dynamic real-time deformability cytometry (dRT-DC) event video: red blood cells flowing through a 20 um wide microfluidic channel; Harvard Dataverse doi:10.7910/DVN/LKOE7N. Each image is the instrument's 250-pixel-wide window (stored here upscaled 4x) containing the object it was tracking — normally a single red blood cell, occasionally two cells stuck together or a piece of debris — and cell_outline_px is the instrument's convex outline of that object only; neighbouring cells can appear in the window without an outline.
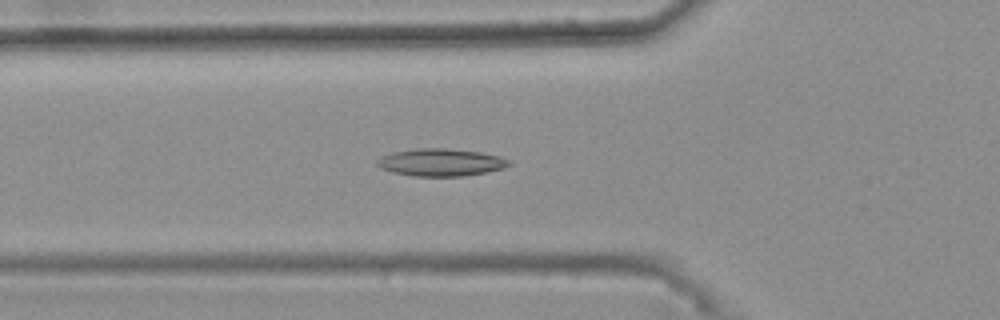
{"species": "common noctule bat (a hibernating species)", "species_latin": "Nyctalus noctula", "temperature_condition": "warm", "stored_images_in_passage": 37, "camera_frame_rate_fps": 3000, "um_per_image_px": 0.085, "animal": {"sex": "female", "body_mass_g": 25.1}, "frame": {"image": 1, "passage_image": 11, "time_ms": 3.333, "image_size_px": [1000, 320], "cell_outline_px": [[512, 164], [504, 168], [484, 172], [460, 176], [412, 176], [392, 172], [380, 168], [376, 164], [376, 160], [380, 156], [392, 152], [420, 148], [444, 148], [480, 152], [500, 156], [508, 160]], "centroid_in_image_um": [37.43, 13.8], "position_along_channel_um": 88.4, "area_um2": 21.04}}
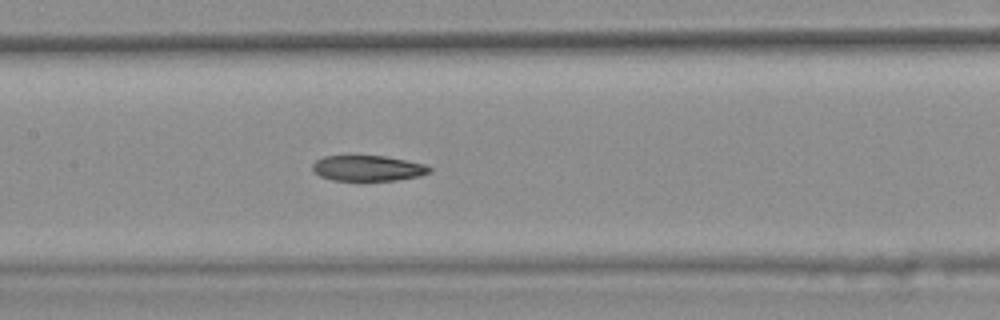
{"frame": {"image": 2, "passage_image": 18, "time_ms": 5.667, "image_size_px": [1000, 320], "cell_outline_px": [[432, 168], [428, 172], [420, 176], [396, 180], [332, 180], [320, 176], [312, 168], [312, 164], [316, 160], [324, 156], [384, 156], [424, 164]], "centroid_in_image_um": [31.25, 14.3], "position_along_channel_um": 176.2, "area_um2": 17.17}}
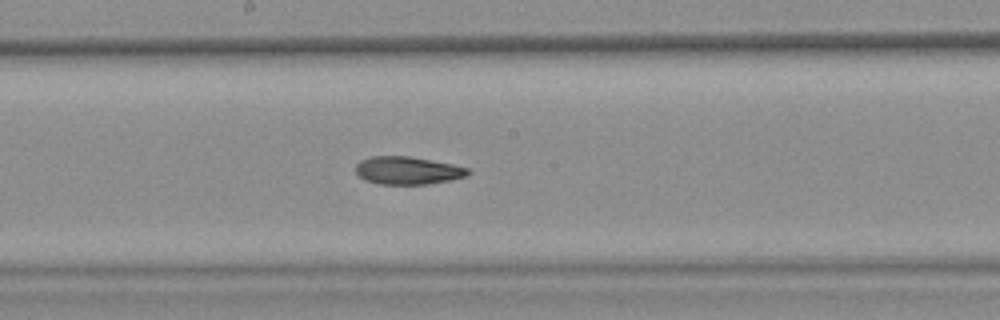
{"frame": {"image": 3, "passage_image": 21, "time_ms": 6.667, "image_size_px": [1000, 320], "cell_outline_px": [[472, 172], [468, 176], [428, 184], [380, 184], [364, 180], [356, 172], [356, 164], [360, 160], [372, 156], [408, 156], [432, 160], [452, 164], [468, 168]], "centroid_in_image_um": [34.66, 14.49], "position_along_channel_um": 213.5, "area_um2": 18.21}, "authors_computed_cell_mechanics": {"area_um2": 18.6116, "velocity_mm_per_s": 3.7487, "shape_relaxation_time_tau1_ms": null, "shape_relaxation_time_tau2_ms": 4.7596, "deformation_change_tau1": null, "deformation_change_tau2": 0.1104}}